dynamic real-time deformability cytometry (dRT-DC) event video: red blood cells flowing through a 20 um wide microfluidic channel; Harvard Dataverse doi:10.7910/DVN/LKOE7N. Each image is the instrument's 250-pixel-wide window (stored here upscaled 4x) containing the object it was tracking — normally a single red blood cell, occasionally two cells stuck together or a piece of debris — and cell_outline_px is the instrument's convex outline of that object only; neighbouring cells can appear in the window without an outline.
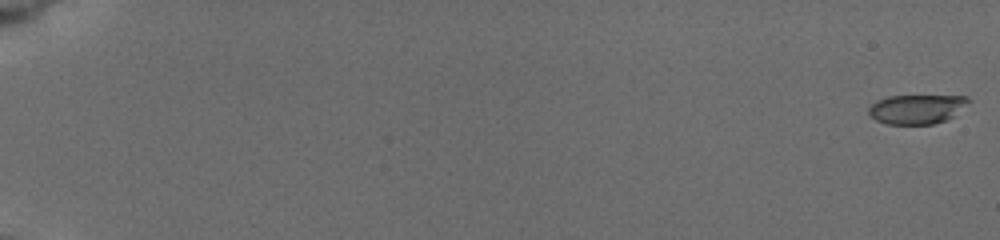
{"species": "common noctule bat (a hibernating species)", "species_latin": "Nyctalus noctula", "temperature_condition": "cold", "stored_images_in_passage": 59, "camera_frame_rate_fps": 3000, "um_per_image_px": 0.085, "animal": {"sex": "female", "body_mass_g": 19.5, "forearm_length_mm": 54.1}, "frame": {"image": 1, "passage_image": 1, "time_ms": 0.0, "image_size_px": [1000, 240], "cell_outline_px": [[972, 100], [948, 120], [932, 124], [888, 124], [876, 120], [868, 112], [868, 108], [876, 100], [888, 96], [968, 96]], "centroid_in_image_um": [77.93, 9.27], "position_along_channel_um": 7.1, "area_um2": 17.05}}
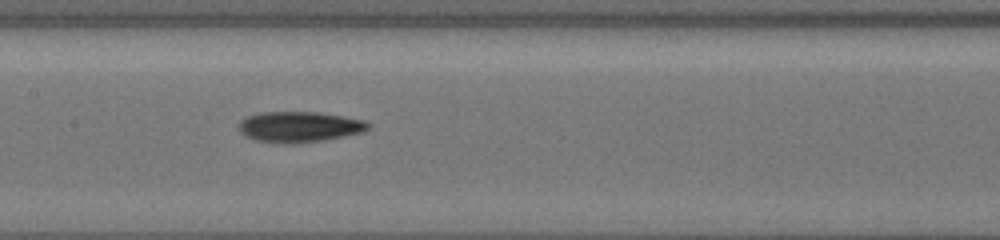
{"frame": {"image": 2, "passage_image": 39, "time_ms": 10.0, "image_size_px": [1000, 240], "cell_outline_px": [[368, 128], [360, 132], [344, 136], [324, 140], [296, 144], [284, 144], [256, 140], [244, 136], [240, 132], [240, 120], [244, 116], [260, 112], [316, 112], [364, 120], [368, 124]], "centroid_in_image_um": [25.36, 10.79], "position_along_channel_um": 182.0, "area_um2": 23.06}}
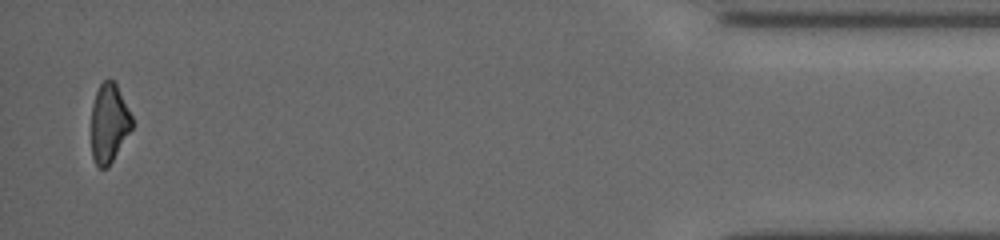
{"frame": {"image": 3, "passage_image": 59, "time_ms": 18.0, "image_size_px": [1000, 240], "cell_outline_px": [[132, 128], [108, 168], [100, 168], [96, 164], [92, 156], [92, 104], [96, 92], [100, 84], [104, 80], [112, 80], [116, 84], [132, 116]], "centroid_in_image_um": [9.26, 10.48], "position_along_channel_um": 425.9, "area_um2": 18.5}, "authors_computed_cell_mechanics": {"area_um2": 19.7098, "velocity_mm_per_s": 3.8953, "shape_relaxation_time_tau1_ms": 2.6633, "shape_relaxation_time_tau2_ms": 8.4128, "deformation_change_tau1": 0.094, "deformation_change_tau2": 0.2178}}